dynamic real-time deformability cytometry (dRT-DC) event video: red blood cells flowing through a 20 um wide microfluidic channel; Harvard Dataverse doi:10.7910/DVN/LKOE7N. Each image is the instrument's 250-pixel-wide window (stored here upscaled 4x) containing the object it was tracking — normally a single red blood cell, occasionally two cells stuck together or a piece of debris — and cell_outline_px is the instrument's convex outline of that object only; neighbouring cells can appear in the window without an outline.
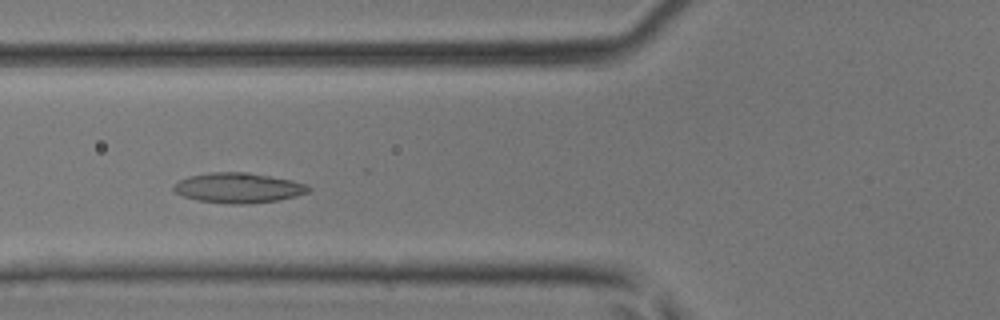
{"species": "common noctule bat (a hibernating species)", "species_latin": "Nyctalus noctula", "temperature_condition": "room temperature", "stored_images_in_passage": 36, "camera_frame_rate_fps": 3000, "um_per_image_px": 0.085, "animal": {"sex": "male", "body_mass_g": 17.9, "forearm_length_mm": 54.2}, "frame": {"image": 1, "passage_image": 7, "time_ms": 2.0, "image_size_px": [1000, 320], "cell_outline_px": [[312, 188], [308, 192], [296, 196], [280, 200], [248, 204], [232, 204], [196, 200], [184, 196], [176, 192], [172, 188], [172, 184], [188, 176], [212, 172], [248, 172], [292, 180], [308, 184]], "centroid_in_image_um": [20.28, 15.97], "position_along_channel_um": 105.5, "area_um2": 23.81}}
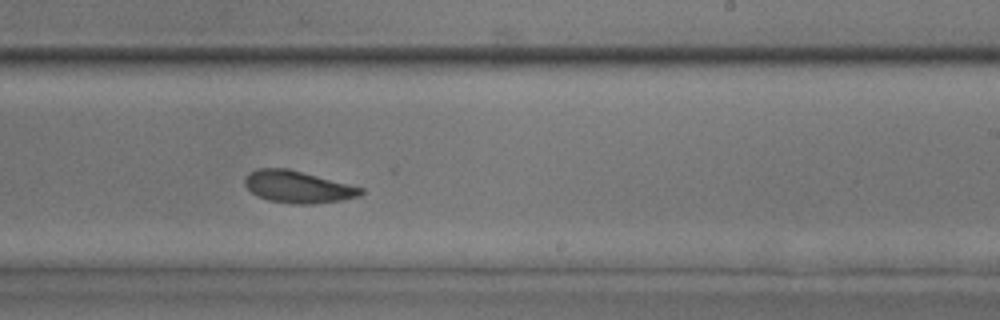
{"frame": {"image": 2, "passage_image": 18, "time_ms": 5.667, "image_size_px": [1000, 320], "cell_outline_px": [[364, 192], [360, 196], [344, 200], [312, 204], [292, 204], [268, 200], [252, 192], [244, 184], [244, 176], [248, 172], [256, 168], [288, 168], [364, 188]], "centroid_in_image_um": [25.31, 15.88], "position_along_channel_um": 263.7, "area_um2": 21.79}}
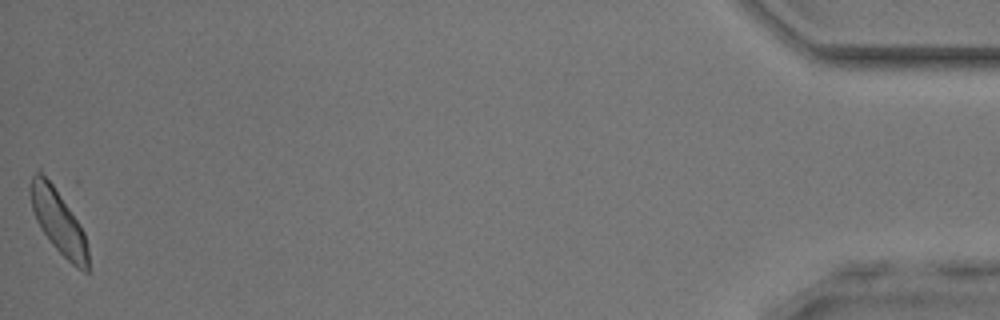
{"frame": {"image": 3, "passage_image": 36, "time_ms": 11.667, "image_size_px": [1000, 320], "cell_outline_px": [[88, 272], [84, 272], [76, 268], [52, 244], [40, 228], [36, 220], [32, 208], [28, 192], [28, 188], [32, 176], [40, 168], [52, 184], [80, 224], [84, 232], [88, 248]], "centroid_in_image_um": [4.93, 18.81], "position_along_channel_um": 430.3, "area_um2": 21.5}}